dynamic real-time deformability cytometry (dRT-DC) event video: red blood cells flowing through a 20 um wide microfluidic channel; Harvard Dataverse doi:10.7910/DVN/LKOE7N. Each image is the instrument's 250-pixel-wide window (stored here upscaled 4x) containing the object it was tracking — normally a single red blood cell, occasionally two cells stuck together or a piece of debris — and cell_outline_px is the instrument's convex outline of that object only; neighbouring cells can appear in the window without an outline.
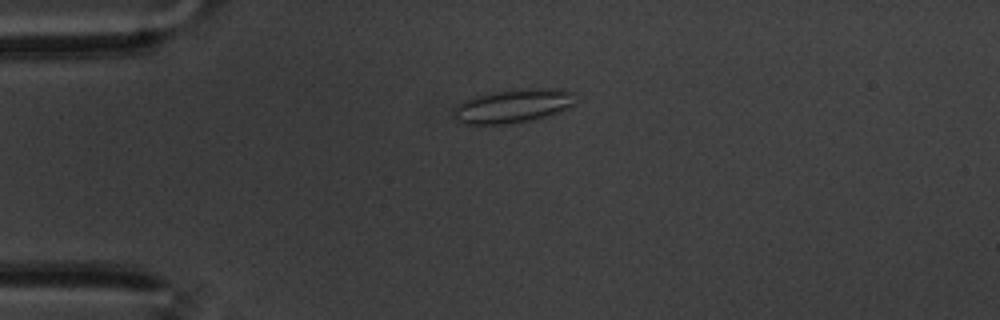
{"species": "common noctule bat (a hibernating species)", "species_latin": "Nyctalus noctula", "temperature_condition": "warm", "stored_images_in_passage": 60, "camera_frame_rate_fps": 3000, "um_per_image_px": 0.085, "animal": {"sex": "male", "body_mass_g": 20.1, "forearm_length_mm": 53.5}, "frame": {"image": 1, "passage_image": 15, "time_ms": 4.667, "image_size_px": [1000, 320], "cell_outline_px": [[576, 104], [556, 112], [544, 116], [528, 120], [504, 124], [464, 124], [456, 120], [452, 116], [452, 108], [456, 104], [464, 100], [476, 96], [492, 92], [520, 88], [552, 88], [572, 92]], "centroid_in_image_um": [43.52, 8.99], "position_along_channel_um": 41.5, "area_um2": 23.87}}
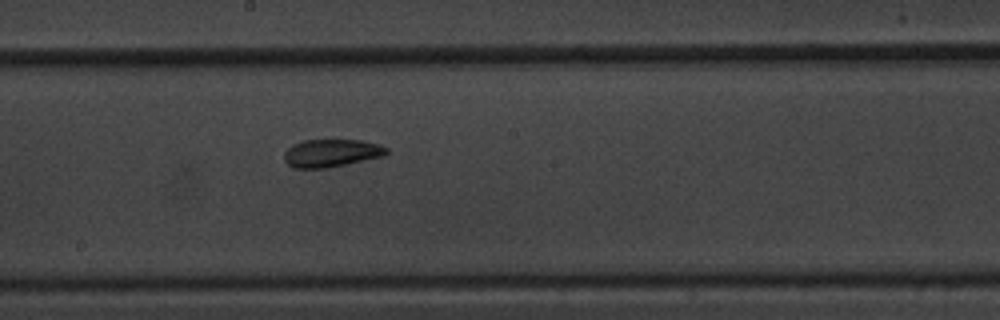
{"frame": {"image": 2, "passage_image": 33, "time_ms": 10.667, "image_size_px": [1000, 320], "cell_outline_px": [[388, 152], [384, 156], [328, 168], [292, 168], [284, 160], [284, 152], [292, 144], [304, 140], [360, 140], [380, 144], [388, 148]], "centroid_in_image_um": [28.16, 13.01], "position_along_channel_um": 220.0, "area_um2": 16.7}}
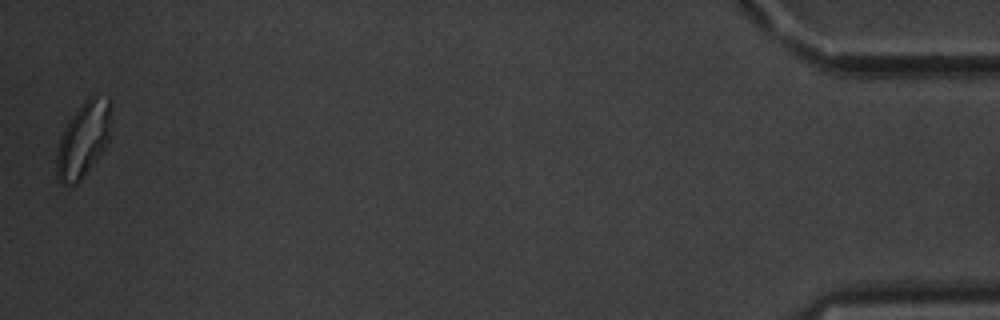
{"frame": {"image": 3, "passage_image": 59, "time_ms": 19.333, "image_size_px": [1000, 320], "cell_outline_px": [[112, 128], [108, 140], [104, 148], [80, 180], [76, 184], [68, 188], [60, 184], [56, 176], [56, 152], [60, 136], [64, 128], [72, 116], [84, 100], [88, 96], [92, 96], [112, 100]], "centroid_in_image_um": [7.08, 11.87], "position_along_channel_um": 428.1, "area_um2": 24.28}, "authors_computed_cell_mechanics": {"area_um2": 18.6983, "velocity_mm_per_s": 3.4156, "shape_relaxation_time_tau1_ms": null, "shape_relaxation_time_tau2_ms": 2.385, "deformation_change_tau1": null, "deformation_change_tau2": 0.0707}}